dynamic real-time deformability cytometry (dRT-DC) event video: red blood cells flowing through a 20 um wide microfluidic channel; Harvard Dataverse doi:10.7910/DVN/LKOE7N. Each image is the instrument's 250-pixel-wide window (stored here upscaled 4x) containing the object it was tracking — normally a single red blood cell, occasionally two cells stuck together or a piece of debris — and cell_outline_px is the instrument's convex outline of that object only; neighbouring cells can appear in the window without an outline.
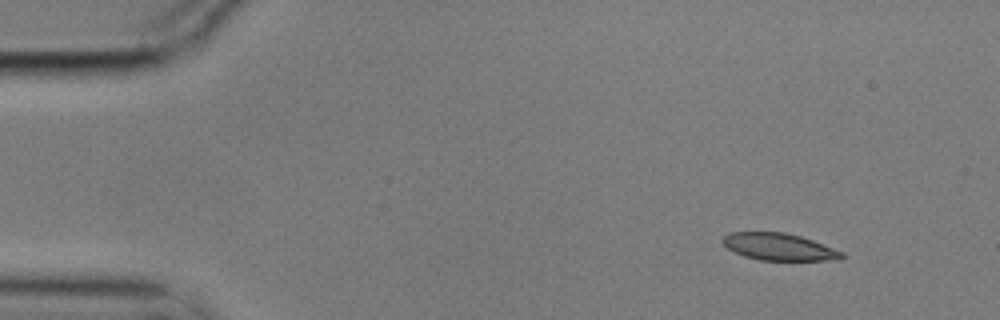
{"species": "common noctule bat (a hibernating species)", "species_latin": "Nyctalus noctula", "temperature_condition": "cold", "stored_images_in_passage": 2, "camera_frame_rate_fps": 3000, "um_per_image_px": 0.085, "animal": {"sex": "male", "body_mass_g": 17.9}, "frame": {"image": 1, "passage_image": 2, "time_ms": 0.333, "image_size_px": [1000, 320], "cell_outline_px": [[844, 256], [840, 260], [760, 260], [744, 256], [728, 248], [720, 240], [728, 232], [784, 232], [800, 236], [812, 240], [844, 252]], "centroid_in_image_um": [66.21, 20.98], "position_along_channel_um": 18.8, "area_um2": 18.73}}